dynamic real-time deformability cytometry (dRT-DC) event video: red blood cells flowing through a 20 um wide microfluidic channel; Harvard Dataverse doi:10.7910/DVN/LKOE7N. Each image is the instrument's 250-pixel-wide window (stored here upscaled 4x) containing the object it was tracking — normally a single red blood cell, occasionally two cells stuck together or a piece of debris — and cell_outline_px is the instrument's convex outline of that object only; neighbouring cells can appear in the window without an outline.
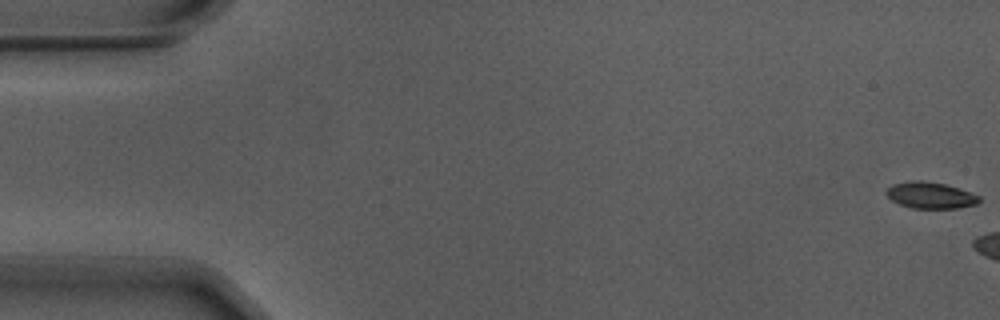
{"species": "Egyptian fruit bat (a non-hibernating species)", "species_latin": "Rousettus aegyptiacus", "temperature_condition": "warm", "stored_images_in_passage": 17, "camera_frame_rate_fps": 3000, "um_per_image_px": 0.085, "animal": {"sex": "male"}, "frame": {"image": 1, "passage_image": 1, "time_ms": 0.0, "image_size_px": [1000, 320], "cell_outline_px": [[980, 200], [976, 204], [956, 208], [912, 208], [900, 204], [892, 200], [884, 192], [892, 184], [912, 180], [920, 180], [944, 184], [980, 196]], "centroid_in_image_um": [79.04, 16.6], "position_along_channel_um": 6.0, "area_um2": 14.05}}
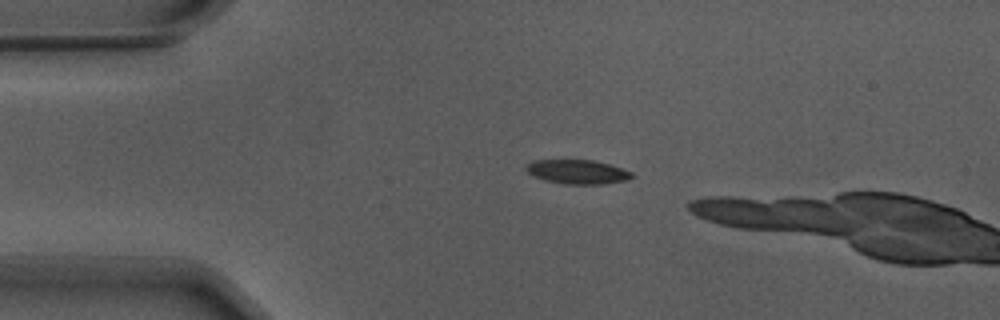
{"frame": {"image": 2, "passage_image": 13, "time_ms": 4.0, "image_size_px": [1000, 320], "cell_outline_px": [[632, 176], [628, 180], [600, 184], [564, 184], [544, 180], [532, 176], [524, 168], [532, 160], [592, 160], [608, 164], [632, 172]], "centroid_in_image_um": [49.04, 14.61], "position_along_channel_um": 36.0, "area_um2": 14.8}}